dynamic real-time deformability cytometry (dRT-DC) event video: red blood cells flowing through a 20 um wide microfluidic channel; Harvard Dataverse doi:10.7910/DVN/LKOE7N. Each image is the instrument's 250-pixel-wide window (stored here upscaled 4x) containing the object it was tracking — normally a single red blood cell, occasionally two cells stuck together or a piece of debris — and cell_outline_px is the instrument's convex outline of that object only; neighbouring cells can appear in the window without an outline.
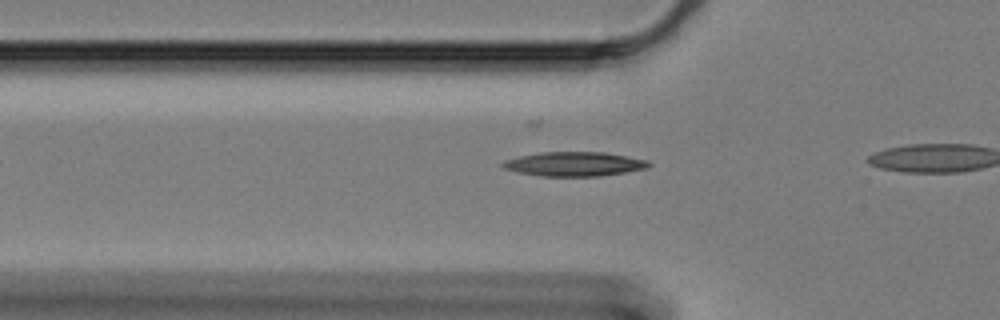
{"species": "Egyptian fruit bat (a non-hibernating species)", "species_latin": "Rousettus aegyptiacus", "temperature_condition": "cold", "stored_images_in_passage": 8, "camera_frame_rate_fps": 3000, "um_per_image_px": 0.085, "animal": {"sex": "female"}, "frame": {"image": 1, "passage_image": 2, "time_ms": 0.333, "image_size_px": [1000, 320], "cell_outline_px": [[652, 164], [648, 168], [600, 176], [544, 176], [520, 172], [504, 168], [500, 164], [504, 160], [520, 156], [540, 152], [604, 152], [628, 156], [648, 160]], "centroid_in_image_um": [48.85, 13.93], "position_along_channel_um": 77.0, "area_um2": 20.58}}
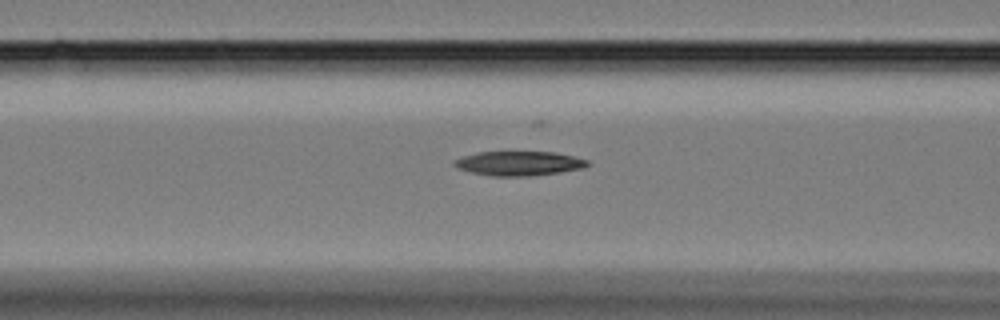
{"frame": {"image": 2, "passage_image": 6, "time_ms": 1.667, "image_size_px": [1000, 320], "cell_outline_px": [[588, 164], [580, 168], [560, 172], [528, 176], [492, 176], [472, 172], [456, 168], [452, 164], [456, 160], [464, 156], [476, 152], [556, 152], [588, 160]], "centroid_in_image_um": [44.07, 13.88], "position_along_channel_um": 122.5, "area_um2": 18.67}}